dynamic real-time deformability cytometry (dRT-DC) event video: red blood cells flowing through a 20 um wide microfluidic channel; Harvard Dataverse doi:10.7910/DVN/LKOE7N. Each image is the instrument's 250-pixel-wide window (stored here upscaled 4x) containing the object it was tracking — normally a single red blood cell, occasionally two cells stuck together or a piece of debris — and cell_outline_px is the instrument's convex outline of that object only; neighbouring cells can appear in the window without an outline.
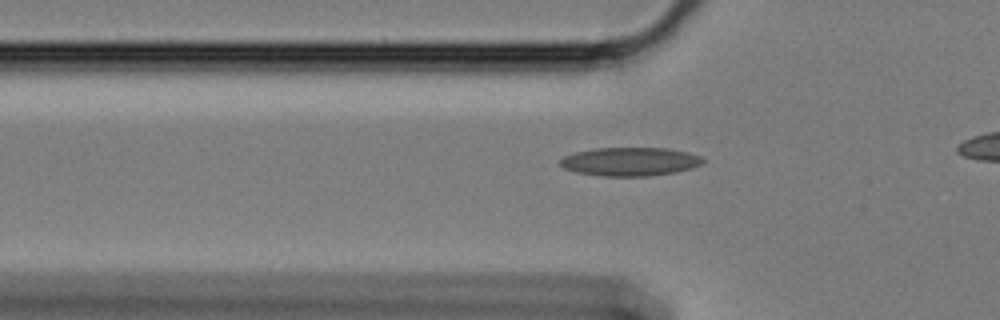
{"species": "Egyptian fruit bat (a non-hibernating species)", "species_latin": "Rousettus aegyptiacus", "temperature_condition": "cold", "stored_images_in_passage": 43, "camera_frame_rate_fps": 3000, "um_per_image_px": 0.085, "animal": {"sex": "female"}, "frame": {"image": 1, "passage_image": 14, "time_ms": 4.333, "image_size_px": [1000, 320], "cell_outline_px": [[704, 164], [692, 168], [676, 172], [652, 176], [600, 176], [576, 172], [564, 168], [560, 164], [560, 160], [564, 156], [576, 152], [596, 148], [668, 148], [688, 152], [700, 156], [704, 160]], "centroid_in_image_um": [53.59, 13.74], "position_along_channel_um": 72.2, "area_um2": 23.87}}
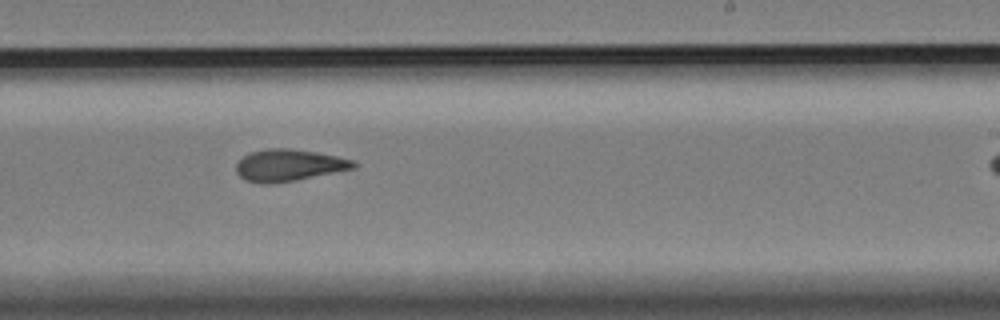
{"frame": {"image": 2, "passage_image": 31, "time_ms": 10.0, "image_size_px": [1000, 320], "cell_outline_px": [[356, 168], [296, 180], [268, 184], [264, 184], [244, 180], [236, 172], [236, 164], [248, 152], [268, 148], [292, 148], [316, 152], [336, 156], [352, 160], [356, 164]], "centroid_in_image_um": [24.52, 14.04], "position_along_channel_um": 264.5, "area_um2": 21.79}}
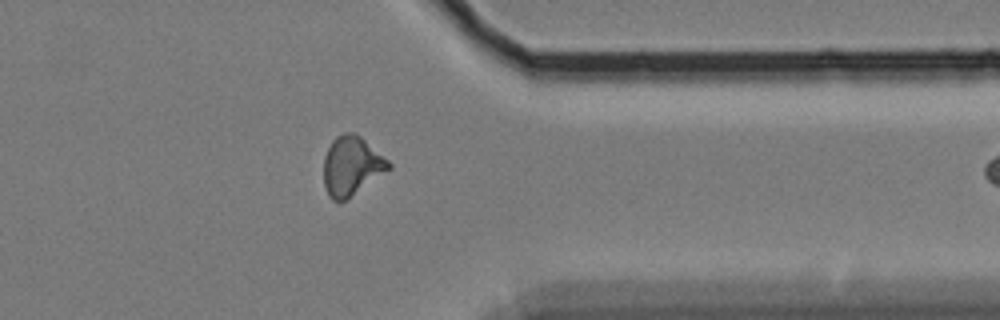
{"frame": {"image": 3, "passage_image": 42, "time_ms": 13.667, "image_size_px": [1000, 320], "cell_outline_px": [[392, 168], [340, 204], [332, 200], [328, 196], [324, 184], [324, 156], [332, 140], [336, 136], [344, 132], [356, 132], [388, 160], [392, 164]], "centroid_in_image_um": [29.87, 14.11], "position_along_channel_um": 381.5, "area_um2": 22.6}}